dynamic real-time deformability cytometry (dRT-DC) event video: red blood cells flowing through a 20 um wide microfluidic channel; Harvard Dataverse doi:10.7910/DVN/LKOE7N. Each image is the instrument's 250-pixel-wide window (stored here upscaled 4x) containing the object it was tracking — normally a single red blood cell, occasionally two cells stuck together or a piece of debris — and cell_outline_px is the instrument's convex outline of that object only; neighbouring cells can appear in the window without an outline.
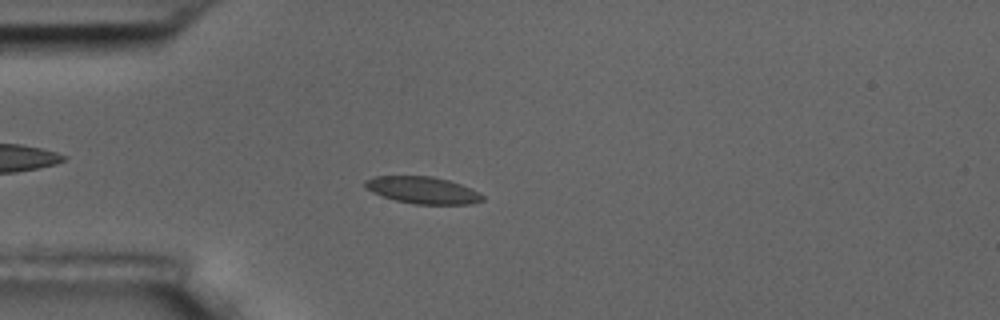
{"species": "common noctule bat (a hibernating species)", "species_latin": "Nyctalus noctula", "temperature_condition": "room temperature", "stored_images_in_passage": 6, "camera_frame_rate_fps": 3000, "um_per_image_px": 0.085, "animal": {"sex": "male", "body_mass_g": 17.5, "forearm_length_mm": 52.3}, "frame": {"image": 1, "passage_image": 4, "time_ms": 3.667, "image_size_px": [1000, 320], "cell_outline_px": [[484, 200], [472, 204], [416, 204], [396, 200], [372, 192], [364, 184], [364, 180], [376, 176], [432, 176], [448, 180], [460, 184], [480, 192], [484, 196]], "centroid_in_image_um": [35.97, 16.16], "position_along_channel_um": 49.0, "area_um2": 18.32}}